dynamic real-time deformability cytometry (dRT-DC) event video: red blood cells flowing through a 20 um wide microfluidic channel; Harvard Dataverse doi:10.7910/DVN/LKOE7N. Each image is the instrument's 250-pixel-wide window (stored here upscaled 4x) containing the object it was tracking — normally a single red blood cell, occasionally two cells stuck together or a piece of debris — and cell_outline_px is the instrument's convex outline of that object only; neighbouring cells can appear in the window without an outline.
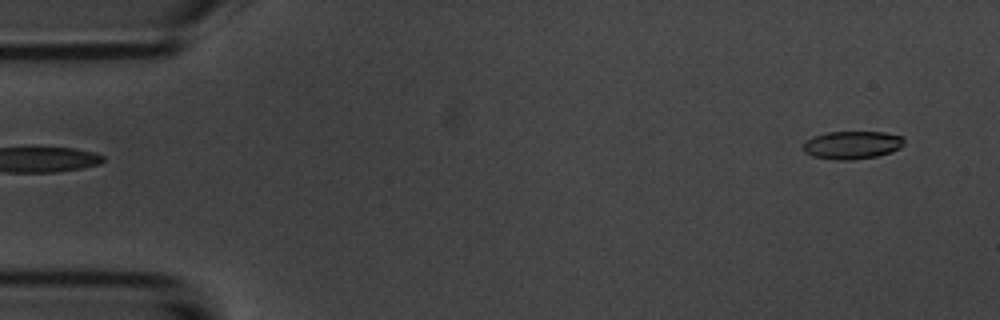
{"species": "common noctule bat (a hibernating species)", "species_latin": "Nyctalus noctula", "temperature_condition": "room temperature", "stored_images_in_passage": 2, "camera_frame_rate_fps": 3000, "um_per_image_px": 0.085, "animal": {"sex": "male", "body_mass_g": 20.1, "forearm_length_mm": 53.5}, "frame": {"image": 1, "passage_image": 2, "time_ms": 1.333, "image_size_px": [1000, 320], "cell_outline_px": [[904, 144], [900, 148], [876, 156], [852, 160], [836, 160], [812, 156], [804, 152], [804, 140], [812, 136], [828, 132], [884, 132], [904, 136]], "centroid_in_image_um": [72.41, 12.32], "position_along_channel_um": 12.6, "area_um2": 16.53}}